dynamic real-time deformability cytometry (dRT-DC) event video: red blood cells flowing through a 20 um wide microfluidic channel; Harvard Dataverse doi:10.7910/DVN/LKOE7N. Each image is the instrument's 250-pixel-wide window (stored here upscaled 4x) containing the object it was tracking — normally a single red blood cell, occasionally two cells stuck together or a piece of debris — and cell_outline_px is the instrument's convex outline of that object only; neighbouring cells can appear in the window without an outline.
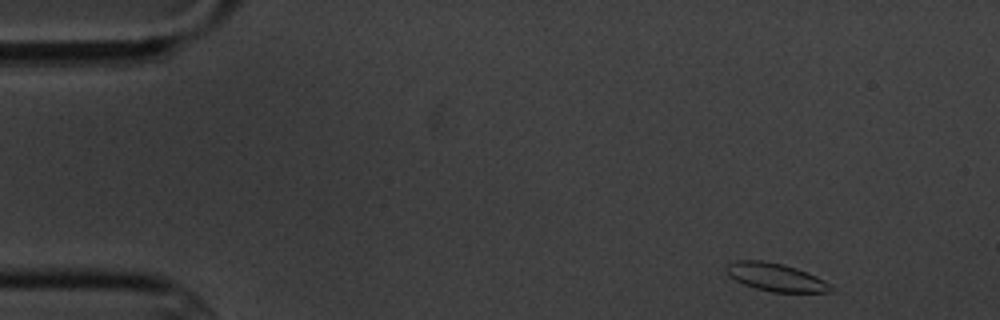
{"species": "common noctule bat (a hibernating species)", "species_latin": "Nyctalus noctula", "temperature_condition": "cold", "stored_images_in_passage": 4, "camera_frame_rate_fps": 3000, "um_per_image_px": 0.085, "animal": {"sex": "male", "body_mass_g": 20.1, "forearm_length_mm": 53.5}, "frame": {"image": 1, "passage_image": 1, "time_ms": 0.0, "image_size_px": [1000, 320], "cell_outline_px": [[836, 292], [772, 292], [756, 288], [744, 284], [728, 276], [728, 264], [736, 260], [760, 260], [784, 264], [796, 268], [816, 276], [824, 280], [836, 288]], "centroid_in_image_um": [66.0, 23.57], "position_along_channel_um": 19.0, "area_um2": 16.99}}